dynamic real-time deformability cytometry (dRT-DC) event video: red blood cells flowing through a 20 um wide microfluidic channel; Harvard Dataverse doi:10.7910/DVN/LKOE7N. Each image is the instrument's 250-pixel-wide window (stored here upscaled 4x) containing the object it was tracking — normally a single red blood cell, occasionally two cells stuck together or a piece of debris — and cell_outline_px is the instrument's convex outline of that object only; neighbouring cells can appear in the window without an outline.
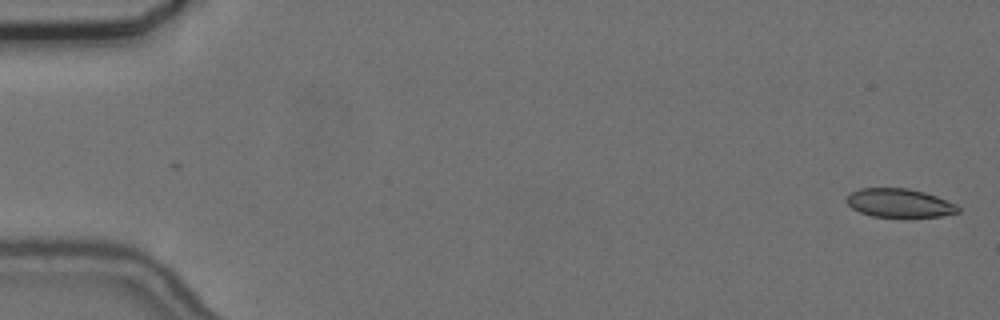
{"species": "common noctule bat (a hibernating species)", "species_latin": "Nyctalus noctula", "temperature_condition": "cold", "stored_images_in_passage": 55, "camera_frame_rate_fps": 3000, "um_per_image_px": 0.085, "animal": {"sex": "female", "body_mass_g": 24.6, "forearm_length_mm": 56.2}, "frame": {"image": 1, "passage_image": 1, "time_ms": 0.0, "image_size_px": [1000, 320], "cell_outline_px": [[960, 212], [940, 216], [872, 216], [860, 212], [852, 208], [844, 200], [852, 192], [860, 188], [908, 188], [924, 192], [936, 196], [956, 204], [960, 208]], "centroid_in_image_um": [76.44, 17.24], "position_along_channel_um": 8.6, "area_um2": 18.38}}
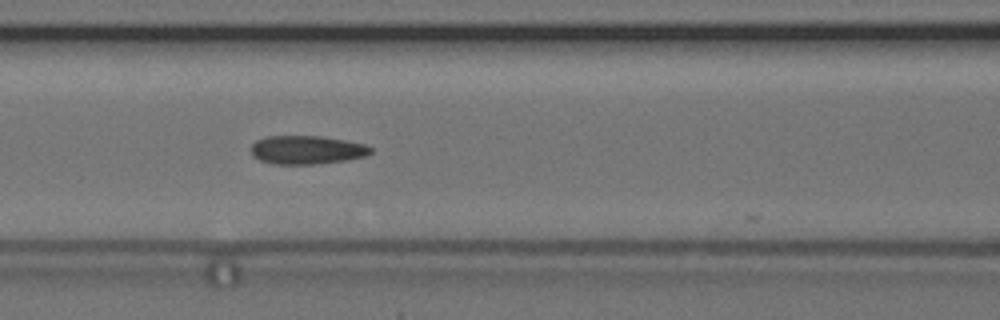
{"frame": {"image": 2, "passage_image": 24, "time_ms": 7.667, "image_size_px": [1000, 320], "cell_outline_px": [[372, 152], [364, 156], [348, 160], [316, 164], [272, 164], [260, 160], [252, 156], [252, 144], [256, 140], [264, 136], [320, 136], [344, 140], [364, 144], [372, 148]], "centroid_in_image_um": [26.05, 12.74], "position_along_channel_um": 140.5, "area_um2": 19.94}}
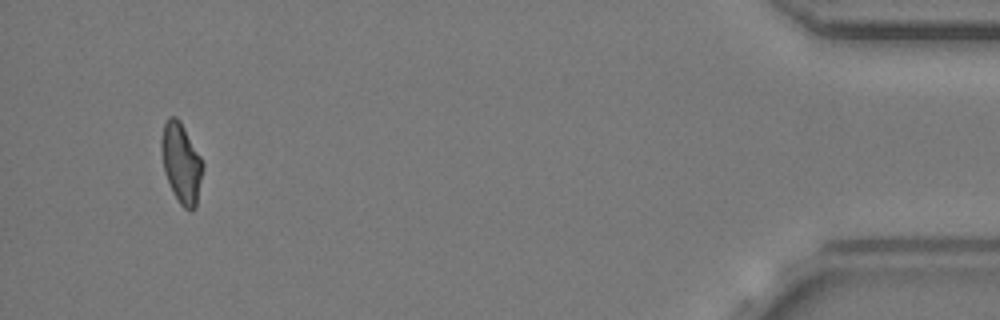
{"frame": {"image": 3, "passage_image": 53, "time_ms": 17.333, "image_size_px": [1000, 320], "cell_outline_px": [[204, 164], [196, 208], [192, 212], [184, 208], [180, 204], [172, 192], [164, 172], [160, 148], [160, 140], [164, 124], [168, 116], [176, 116], [180, 120], [200, 156]], "centroid_in_image_um": [15.39, 13.87], "position_along_channel_um": 419.8, "area_um2": 19.54}, "authors_computed_cell_mechanics": {"area_um2": 19.652, "velocity_mm_per_s": 3.6666, "shape_relaxation_time_tau1_ms": null, "shape_relaxation_time_tau2_ms": 2.5382, "deformation_change_tau1": null, "deformation_change_tau2": 0.0566}}